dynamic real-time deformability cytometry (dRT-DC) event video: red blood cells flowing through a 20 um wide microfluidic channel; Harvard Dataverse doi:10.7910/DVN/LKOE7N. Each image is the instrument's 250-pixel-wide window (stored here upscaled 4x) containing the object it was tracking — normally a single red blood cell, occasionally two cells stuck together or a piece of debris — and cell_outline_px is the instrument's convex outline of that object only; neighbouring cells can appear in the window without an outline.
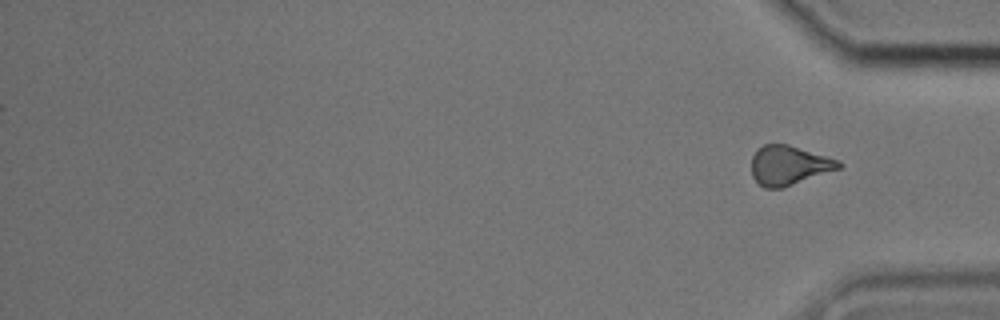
{"species": "common noctule bat (a hibernating species)", "species_latin": "Nyctalus noctula", "temperature_condition": "cold", "stored_images_in_passage": 51, "segment_of_instrument_passage": [2, 2], "camera_frame_rate_fps": 3000, "um_per_image_px": 0.085, "animal": {"sex": "male", "body_mass_g": 17.9, "forearm_length_mm": 54.2}, "frame": {"image": 1, "passage_image": 51, "time_ms": 16.667, "image_size_px": [1000, 320], "cell_outline_px": [[844, 164], [840, 168], [780, 188], [764, 188], [752, 176], [752, 156], [756, 148], [764, 144], [788, 144], [840, 160]], "centroid_in_image_um": [67.04, 14.03], "position_along_channel_um": 368.2, "area_um2": 19.88}}